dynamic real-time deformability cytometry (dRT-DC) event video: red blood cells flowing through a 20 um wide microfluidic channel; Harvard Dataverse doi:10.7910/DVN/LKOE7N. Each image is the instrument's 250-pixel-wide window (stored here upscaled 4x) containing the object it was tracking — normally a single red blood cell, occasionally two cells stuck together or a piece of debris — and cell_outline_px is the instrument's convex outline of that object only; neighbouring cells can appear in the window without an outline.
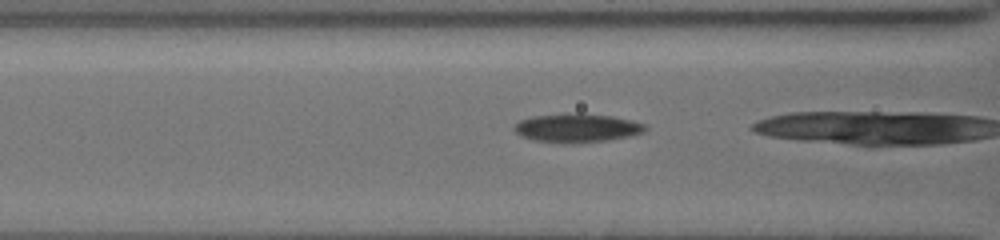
{"species": "common noctule bat (a hibernating species)", "species_latin": "Nyctalus noctula", "temperature_condition": "cold", "stored_images_in_passage": 24, "camera_frame_rate_fps": 3000, "um_per_image_px": 0.085, "animal": {"sex": "female", "body_mass_g": 19.5, "forearm_length_mm": 54.1}, "frame": {"image": 1, "passage_image": 23, "time_ms": 7.333, "image_size_px": [1000, 240], "cell_outline_px": [[648, 128], [644, 132], [628, 136], [608, 140], [568, 144], [536, 140], [524, 136], [516, 132], [512, 128], [520, 120], [532, 116], [576, 112], [612, 116], [632, 120], [644, 124]], "centroid_in_image_um": [49.06, 10.86], "position_along_channel_um": 117.5, "area_um2": 21.96}}